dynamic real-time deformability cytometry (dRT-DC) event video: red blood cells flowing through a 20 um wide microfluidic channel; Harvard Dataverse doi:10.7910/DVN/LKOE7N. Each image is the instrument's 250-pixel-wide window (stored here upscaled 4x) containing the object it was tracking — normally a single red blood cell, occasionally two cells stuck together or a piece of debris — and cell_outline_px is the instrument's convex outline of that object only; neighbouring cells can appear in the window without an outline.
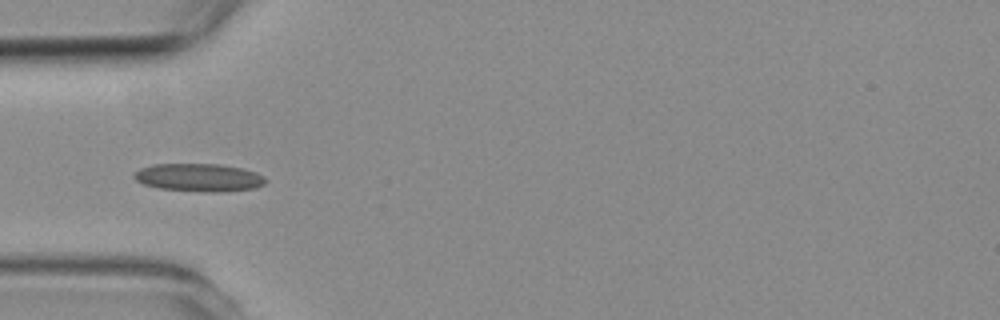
{"species": "common noctule bat (a hibernating species)", "species_latin": "Nyctalus noctula", "temperature_condition": "room temperature", "stored_images_in_passage": 7, "camera_frame_rate_fps": 3000, "um_per_image_px": 0.085, "animal": {"sex": "female", "body_mass_g": 19.3, "forearm_length_mm": 54.1}, "frame": {"image": 1, "passage_image": 3, "time_ms": 2.333, "image_size_px": [1000, 320], "cell_outline_px": [[268, 180], [264, 184], [256, 188], [220, 192], [204, 192], [160, 188], [144, 184], [136, 180], [132, 176], [132, 172], [140, 168], [152, 164], [220, 164], [244, 168], [256, 172], [264, 176]], "centroid_in_image_um": [16.92, 15.08], "position_along_channel_um": 68.1, "area_um2": 21.68}}
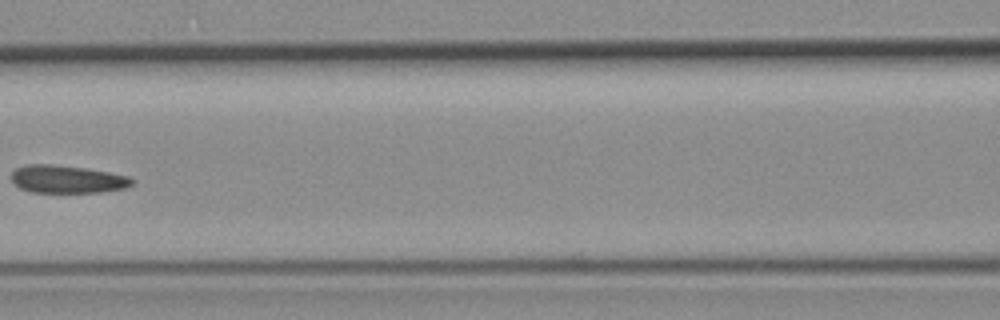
{"frame": {"image": 2, "passage_image": 5, "time_ms": 4.667, "image_size_px": [1000, 320], "cell_outline_px": [[136, 180], [132, 184], [124, 188], [100, 192], [32, 192], [20, 188], [12, 184], [12, 172], [16, 168], [28, 164], [52, 164], [84, 168], [108, 172], [128, 176]], "centroid_in_image_um": [5.69, 15.23], "position_along_channel_um": 160.9, "area_um2": 19.48}}
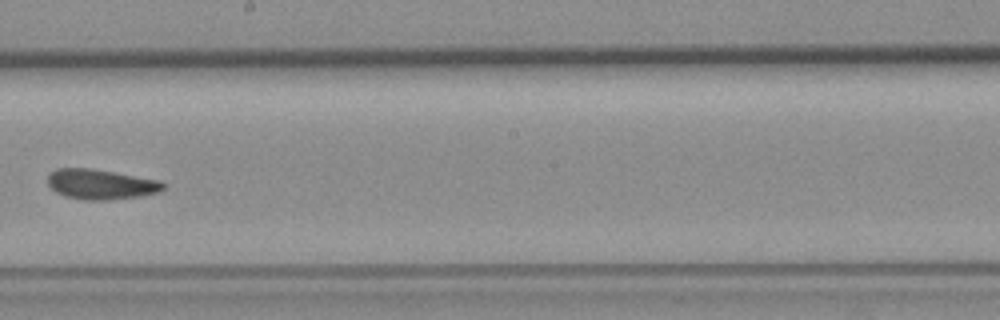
{"frame": {"image": 3, "passage_image": 7, "time_ms": 6.667, "image_size_px": [1000, 320], "cell_outline_px": [[164, 188], [160, 192], [140, 196], [108, 200], [84, 200], [64, 196], [56, 192], [48, 184], [48, 176], [56, 168], [92, 168], [160, 180], [164, 184]], "centroid_in_image_um": [8.57, 15.66], "position_along_channel_um": 239.6, "area_um2": 20.29}}